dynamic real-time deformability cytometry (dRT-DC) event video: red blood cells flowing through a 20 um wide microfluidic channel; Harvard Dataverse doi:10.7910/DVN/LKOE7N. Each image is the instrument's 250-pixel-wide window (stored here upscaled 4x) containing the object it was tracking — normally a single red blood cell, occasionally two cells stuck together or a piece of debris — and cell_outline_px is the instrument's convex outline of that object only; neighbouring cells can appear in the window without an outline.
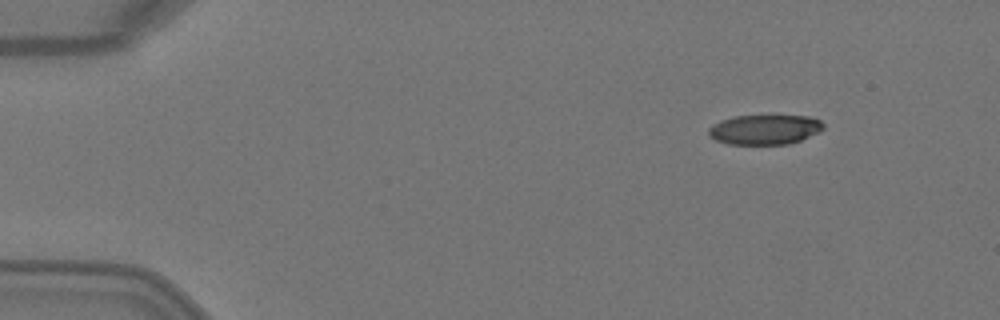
{"species": "Egyptian fruit bat (a non-hibernating species)", "species_latin": "Rousettus aegyptiacus", "temperature_condition": "warm", "stored_images_in_passage": 3, "camera_frame_rate_fps": 3000, "um_per_image_px": 0.085, "animal": {"sex": "female"}, "frame": {"image": 1, "passage_image": 1, "time_ms": 0.0, "image_size_px": [1000, 320], "cell_outline_px": [[824, 128], [820, 132], [800, 140], [788, 144], [728, 144], [716, 140], [708, 136], [708, 128], [712, 124], [720, 120], [736, 116], [808, 116], [820, 120], [824, 124]], "centroid_in_image_um": [64.99, 11.01], "position_along_channel_um": 20.0, "area_um2": 20.0}}